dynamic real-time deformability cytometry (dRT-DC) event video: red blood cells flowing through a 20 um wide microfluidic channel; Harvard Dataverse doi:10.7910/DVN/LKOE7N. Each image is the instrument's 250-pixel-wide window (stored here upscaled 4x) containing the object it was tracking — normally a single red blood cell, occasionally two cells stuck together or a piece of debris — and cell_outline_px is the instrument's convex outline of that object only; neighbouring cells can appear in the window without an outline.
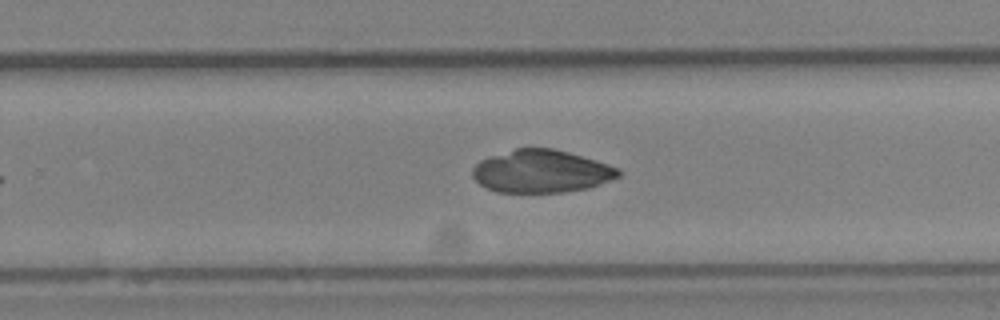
{"species": "Egyptian fruit bat (a non-hibernating species)", "species_latin": "Rousettus aegyptiacus", "temperature_condition": "cold", "stored_images_in_passage": 38, "camera_frame_rate_fps": 3000, "um_per_image_px": 0.085, "animal": {"sex": "female"}, "frame": {"image": 1, "passage_image": 23, "time_ms": 7.333, "image_size_px": [1000, 320], "cell_outline_px": [[620, 176], [588, 188], [560, 192], [496, 192], [480, 184], [472, 176], [472, 168], [480, 160], [516, 148], [552, 148], [568, 152], [608, 164], [620, 168]], "centroid_in_image_um": [46.0, 14.56], "position_along_channel_um": 283.8, "area_um2": 36.01}}
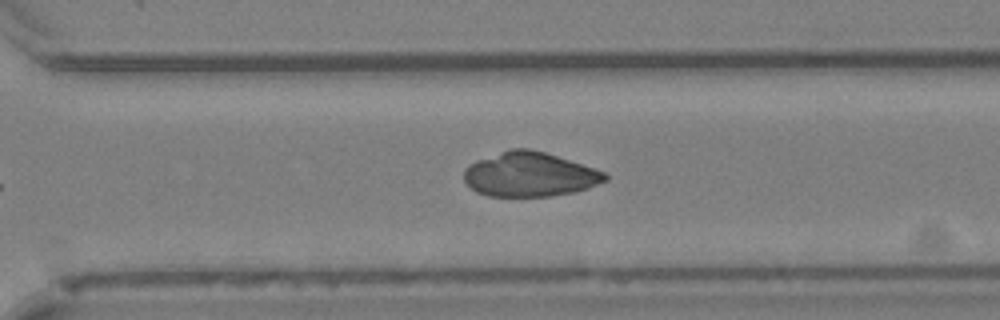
{"frame": {"image": 2, "passage_image": 26, "time_ms": 8.333, "image_size_px": [1000, 320], "cell_outline_px": [[608, 180], [588, 188], [576, 192], [548, 196], [488, 196], [476, 192], [464, 180], [464, 168], [468, 164], [476, 160], [508, 148], [528, 148], [544, 152], [604, 172], [608, 176]], "centroid_in_image_um": [44.98, 14.82], "position_along_channel_um": 325.6, "area_um2": 36.47}}
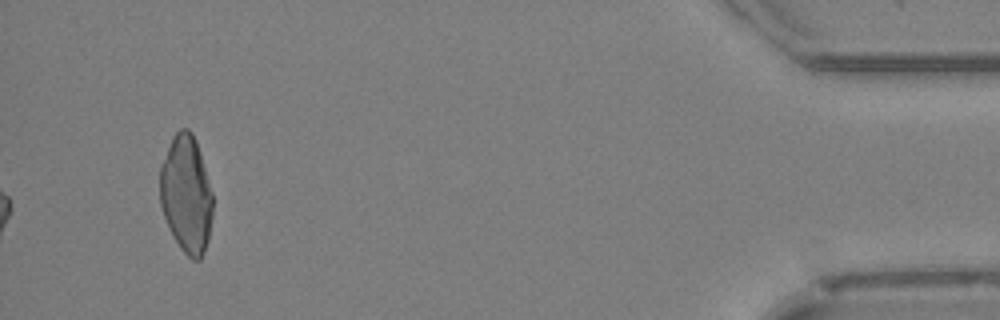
{"frame": {"image": 3, "passage_image": 38, "time_ms": 12.333, "image_size_px": [1000, 320], "cell_outline_px": [[212, 216], [208, 240], [200, 260], [192, 260], [180, 248], [164, 216], [160, 204], [160, 164], [172, 136], [180, 128], [188, 128], [192, 132], [196, 140], [200, 152], [212, 192]], "centroid_in_image_um": [15.83, 16.47], "position_along_channel_um": 419.4, "area_um2": 36.13}}